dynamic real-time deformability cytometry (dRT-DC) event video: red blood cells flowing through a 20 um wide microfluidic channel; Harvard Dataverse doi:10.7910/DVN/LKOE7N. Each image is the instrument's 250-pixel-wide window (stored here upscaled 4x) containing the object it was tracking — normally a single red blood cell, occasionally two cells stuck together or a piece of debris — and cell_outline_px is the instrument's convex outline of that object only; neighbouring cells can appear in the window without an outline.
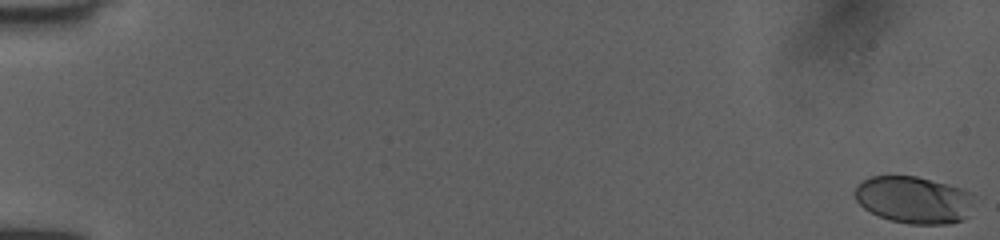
{"species": "human", "species_latin": "Homo sapiens", "temperature_condition": "room temperature", "stored_images_in_passage": 53, "camera_frame_rate_fps": 3000, "um_per_image_px": 0.085, "donor": {"sex": "female"}, "frame": {"image": 1, "passage_image": 1, "time_ms": 0.0, "image_size_px": [1000, 240], "cell_outline_px": [[972, 192], [968, 216], [964, 220], [948, 224], [908, 224], [892, 220], [880, 216], [864, 208], [856, 200], [856, 188], [864, 180], [872, 176], [916, 176], [948, 184]], "centroid_in_image_um": [77.69, 16.99], "position_along_channel_um": 7.3, "area_um2": 32.37}}
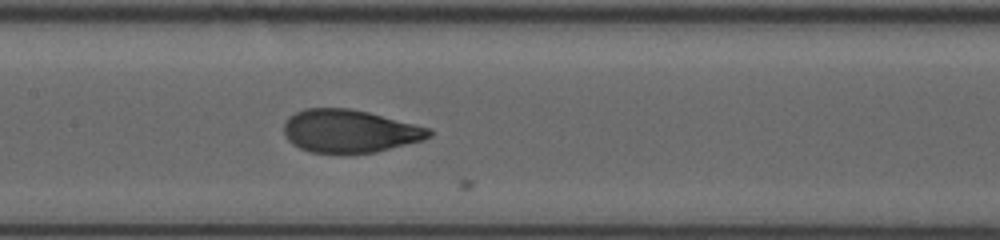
{"frame": {"image": 2, "passage_image": 28, "time_ms": 9.0, "image_size_px": [1000, 240], "cell_outline_px": [[432, 136], [424, 140], [376, 152], [312, 152], [300, 148], [292, 144], [288, 140], [284, 132], [284, 120], [288, 116], [304, 108], [348, 108], [368, 112], [432, 128]], "centroid_in_image_um": [29.73, 11.13], "position_along_channel_um": 177.7, "area_um2": 36.3}}
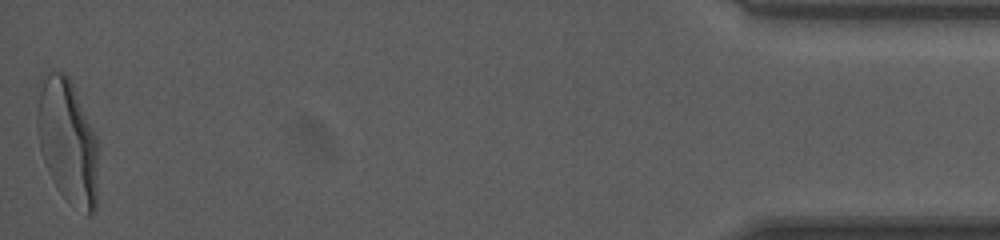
{"frame": {"image": 3, "passage_image": 53, "time_ms": 17.333, "image_size_px": [1000, 240], "cell_outline_px": [[96, 208], [88, 216], [68, 200], [60, 192], [52, 180], [48, 172], [40, 148], [36, 124], [36, 112], [40, 76], [48, 72], [64, 72], [68, 76], [72, 84], [96, 136]], "centroid_in_image_um": [5.69, 11.96], "position_along_channel_um": 429.5, "area_um2": 43.81}, "authors_computed_cell_mechanics": {"area_um2": 36.4718, "velocity_mm_per_s": 4.0294, "shape_relaxation_time_tau1_ms": 3.6292, "shape_relaxation_time_tau2_ms": null, "deformation_change_tau1": 0.2059, "deformation_change_tau2": null}}